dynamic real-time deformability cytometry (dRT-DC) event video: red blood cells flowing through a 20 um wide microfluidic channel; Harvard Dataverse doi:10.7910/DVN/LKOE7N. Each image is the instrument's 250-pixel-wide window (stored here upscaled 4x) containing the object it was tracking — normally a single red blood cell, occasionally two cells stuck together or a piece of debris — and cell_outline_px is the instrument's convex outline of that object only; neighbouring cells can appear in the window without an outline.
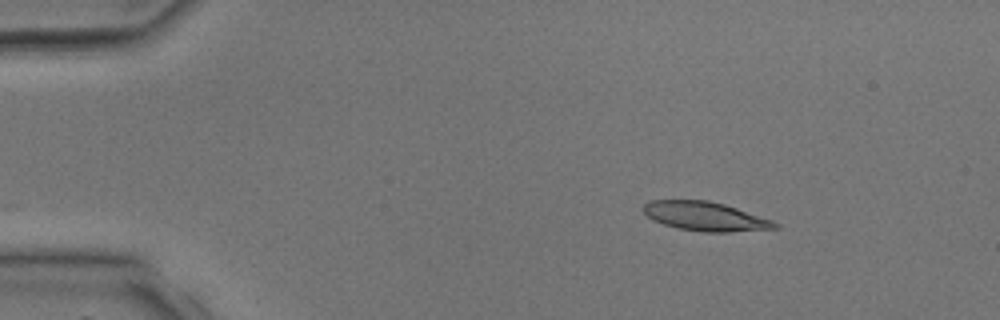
{"species": "common noctule bat (a hibernating species)", "species_latin": "Nyctalus noctula", "temperature_condition": "room temperature", "stored_images_in_passage": 2, "camera_frame_rate_fps": 3000, "um_per_image_px": 0.085, "animal": {"sex": "male", "body_mass_g": 17.9, "forearm_length_mm": 54.2}, "frame": {"image": 1, "passage_image": 2, "time_ms": 1.333, "image_size_px": [1000, 320], "cell_outline_px": [[780, 228], [728, 232], [704, 232], [680, 228], [664, 224], [652, 220], [640, 208], [644, 204], [652, 200], [708, 200], [724, 204], [772, 220], [780, 224]], "centroid_in_image_um": [59.94, 18.39], "position_along_channel_um": 25.1, "area_um2": 22.2}}